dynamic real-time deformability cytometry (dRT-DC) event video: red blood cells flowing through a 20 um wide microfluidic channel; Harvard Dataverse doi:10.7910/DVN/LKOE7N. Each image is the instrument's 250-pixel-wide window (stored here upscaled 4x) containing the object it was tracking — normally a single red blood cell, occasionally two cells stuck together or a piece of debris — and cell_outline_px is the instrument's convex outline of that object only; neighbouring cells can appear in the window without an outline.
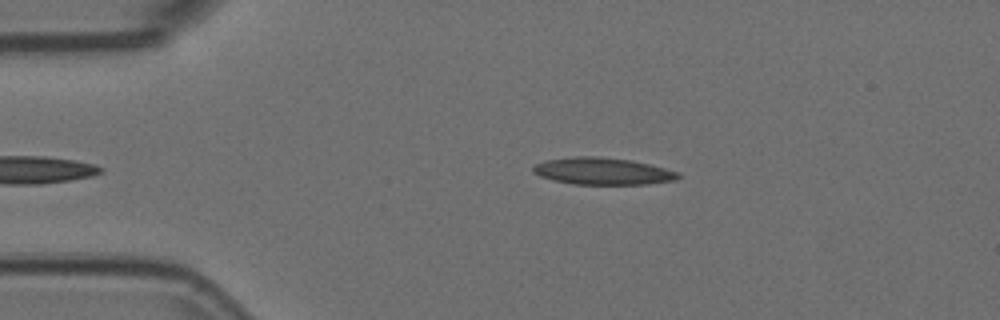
{"species": "Egyptian fruit bat (a non-hibernating species)", "species_latin": "Rousettus aegyptiacus", "temperature_condition": "room temperature", "stored_images_in_passage": 40, "camera_frame_rate_fps": 3000, "um_per_image_px": 0.085, "animal": {"sex": "female"}, "frame": {"image": 1, "passage_image": 3, "time_ms": 0.667, "image_size_px": [1000, 320], "cell_outline_px": [[680, 176], [676, 180], [648, 184], [572, 184], [552, 180], [540, 176], [532, 172], [532, 168], [536, 164], [544, 160], [572, 156], [600, 156], [632, 160], [680, 172]], "centroid_in_image_um": [51.2, 14.54], "position_along_channel_um": 33.8, "area_um2": 23.0}}
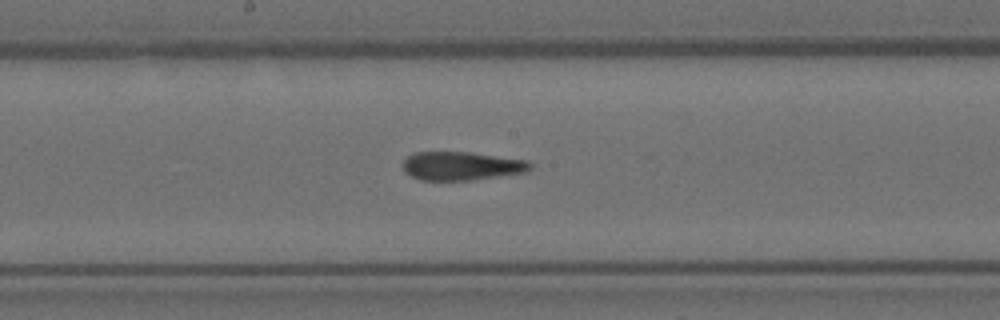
{"frame": {"image": 2, "passage_image": 20, "time_ms": 6.333, "image_size_px": [1000, 320], "cell_outline_px": [[532, 168], [528, 172], [500, 176], [468, 180], [420, 180], [404, 172], [400, 164], [408, 156], [416, 152], [468, 152], [528, 160], [532, 164]], "centroid_in_image_um": [39.22, 14.1], "position_along_channel_um": 209.0, "area_um2": 21.33}}
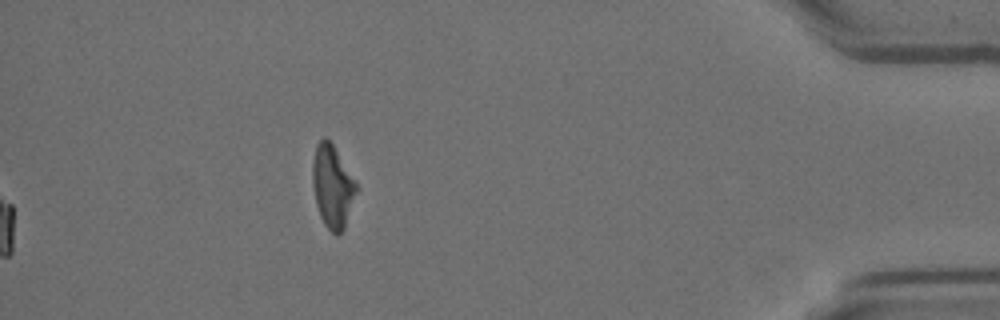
{"frame": {"image": 3, "passage_image": 40, "time_ms": 13.0, "image_size_px": [1000, 320], "cell_outline_px": [[360, 188], [344, 228], [336, 236], [324, 224], [320, 216], [316, 204], [312, 184], [312, 160], [316, 144], [324, 136], [332, 144], [356, 180]], "centroid_in_image_um": [28.28, 15.85], "position_along_channel_um": 406.9, "area_um2": 21.44}, "authors_computed_cell_mechanics": {"area_um2": 22.3686, "velocity_mm_per_s": 3.7654, "shape_relaxation_time_tau1_ms": null, "shape_relaxation_time_tau2_ms": 3.8241, "deformation_change_tau1": null, "deformation_change_tau2": 0.1168}}